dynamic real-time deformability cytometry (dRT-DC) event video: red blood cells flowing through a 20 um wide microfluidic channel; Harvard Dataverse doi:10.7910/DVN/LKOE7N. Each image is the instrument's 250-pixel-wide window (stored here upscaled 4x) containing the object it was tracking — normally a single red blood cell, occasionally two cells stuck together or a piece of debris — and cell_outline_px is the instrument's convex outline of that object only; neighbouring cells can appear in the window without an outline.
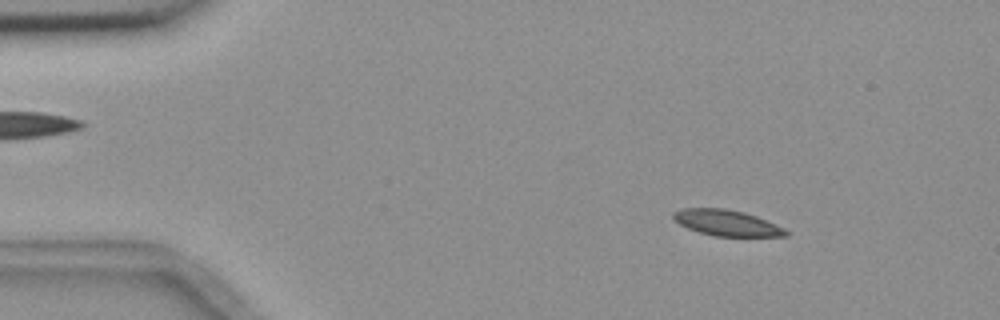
{"species": "common noctule bat (a hibernating species)", "species_latin": "Nyctalus noctula", "temperature_condition": "room temperature", "stored_images_in_passage": 3, "camera_frame_rate_fps": 3000, "um_per_image_px": 0.085, "animal": {"sex": "female", "body_mass_g": 18.4}, "frame": {"image": 1, "passage_image": 1, "time_ms": 0.0, "image_size_px": [1000, 320], "cell_outline_px": [[788, 236], [712, 236], [688, 228], [680, 224], [672, 216], [672, 212], [680, 208], [724, 208], [744, 212], [756, 216], [784, 228], [788, 232]], "centroid_in_image_um": [61.75, 18.93], "position_along_channel_um": 23.3, "area_um2": 16.88}}